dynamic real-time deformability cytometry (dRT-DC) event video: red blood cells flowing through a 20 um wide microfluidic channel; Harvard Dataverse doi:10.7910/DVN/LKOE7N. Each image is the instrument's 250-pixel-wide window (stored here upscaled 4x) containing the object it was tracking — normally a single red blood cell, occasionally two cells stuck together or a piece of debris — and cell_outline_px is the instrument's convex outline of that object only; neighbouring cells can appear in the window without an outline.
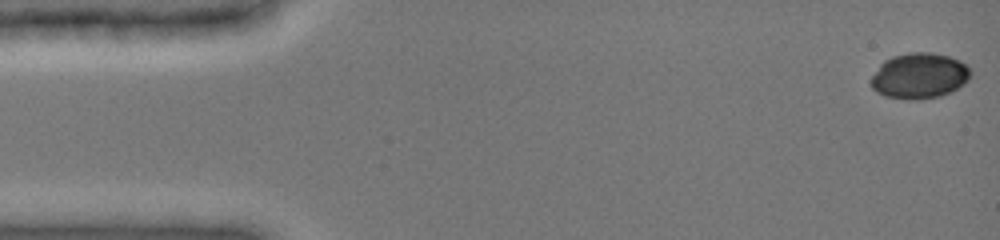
{"species": "common noctule bat (a hibernating species)", "species_latin": "Nyctalus noctula", "temperature_condition": "cold", "stored_images_in_passage": 48, "camera_frame_rate_fps": 3000, "um_per_image_px": 0.085, "animal": {"sex": "female", "body_mass_g": 19.0, "forearm_length_mm": 51.5}, "frame": {"image": 1, "passage_image": 1, "time_ms": 0.0, "image_size_px": [1000, 240], "cell_outline_px": [[972, 76], [964, 84], [940, 96], [916, 100], [908, 100], [884, 96], [876, 92], [872, 88], [872, 76], [880, 64], [884, 60], [892, 56], [908, 52], [932, 52], [948, 56], [960, 60], [972, 72]], "centroid_in_image_um": [78.14, 6.44], "position_along_channel_um": 6.9, "area_um2": 26.59}}
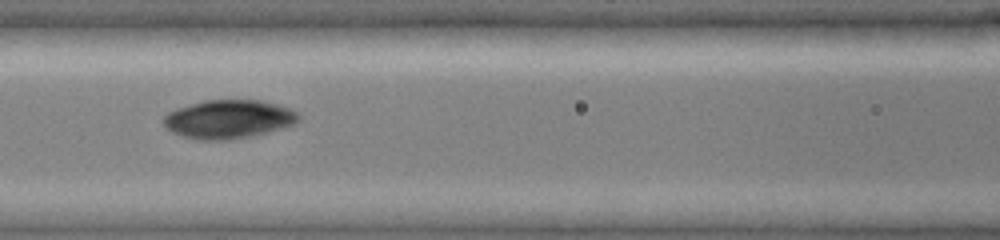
{"frame": {"image": 2, "passage_image": 21, "time_ms": 6.667, "image_size_px": [1000, 240], "cell_outline_px": [[300, 120], [296, 124], [268, 132], [248, 136], [224, 140], [200, 140], [184, 136], [172, 132], [164, 124], [164, 116], [168, 112], [176, 108], [204, 100], [260, 100], [276, 104], [288, 108], [296, 112], [300, 116]], "centroid_in_image_um": [19.44, 10.12], "position_along_channel_um": 147.2, "area_um2": 30.17}}
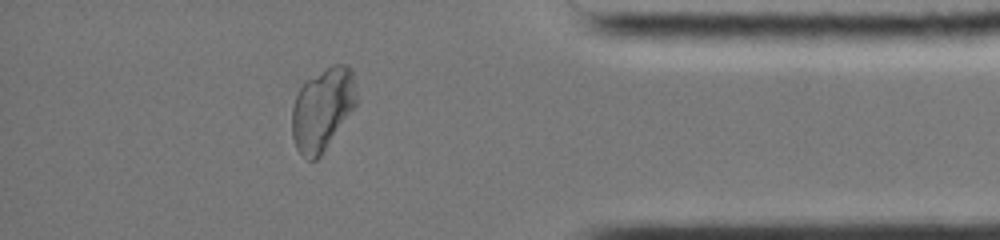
{"frame": {"image": 3, "passage_image": 42, "time_ms": 13.667, "image_size_px": [1000, 240], "cell_outline_px": [[356, 108], [320, 156], [316, 160], [308, 160], [296, 148], [292, 136], [292, 108], [296, 96], [300, 88], [308, 80], [328, 68], [336, 64], [348, 64], [352, 68], [356, 100]], "centroid_in_image_um": [27.42, 9.31], "position_along_channel_um": 407.8, "area_um2": 30.75}}